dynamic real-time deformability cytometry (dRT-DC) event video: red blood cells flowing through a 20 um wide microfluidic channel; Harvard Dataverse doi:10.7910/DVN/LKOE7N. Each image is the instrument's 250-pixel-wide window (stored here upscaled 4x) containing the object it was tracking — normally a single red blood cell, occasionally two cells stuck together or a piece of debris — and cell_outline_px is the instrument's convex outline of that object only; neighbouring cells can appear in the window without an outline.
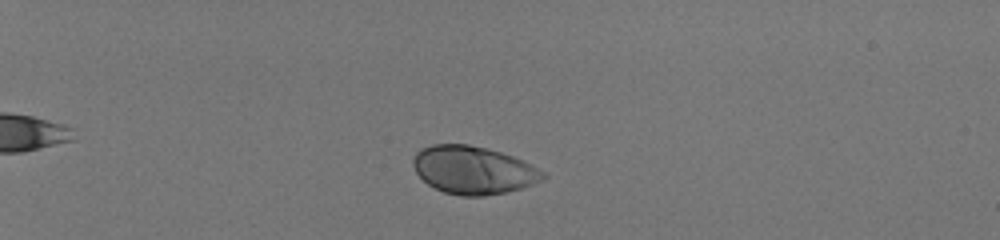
{"species": "human", "species_latin": "Homo sapiens", "temperature_condition": "room temperature", "stored_images_in_passage": 53, "camera_frame_rate_fps": 3000, "um_per_image_px": 0.085, "donor": {"sex": "male"}, "frame": {"image": 1, "passage_image": 14, "time_ms": 4.333, "image_size_px": [1000, 240], "cell_outline_px": [[548, 176], [544, 180], [520, 188], [504, 192], [484, 196], [460, 196], [444, 192], [428, 184], [416, 172], [412, 164], [412, 160], [416, 152], [420, 148], [432, 144], [468, 144], [500, 152], [524, 160], [544, 172]], "centroid_in_image_um": [40.22, 14.45], "position_along_channel_um": 44.8, "area_um2": 36.24}}
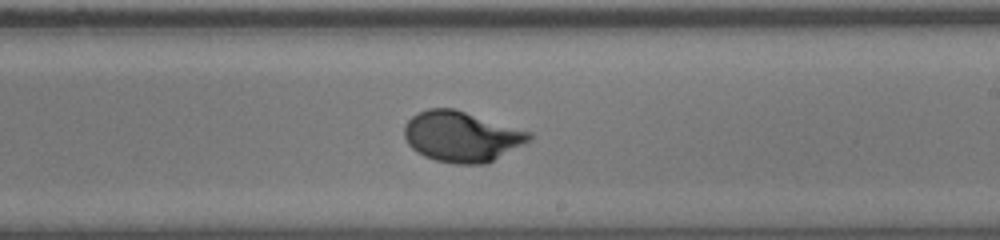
{"frame": {"image": 2, "passage_image": 36, "time_ms": 11.667, "image_size_px": [1000, 240], "cell_outline_px": [[532, 140], [488, 164], [452, 164], [436, 160], [424, 156], [416, 152], [408, 144], [404, 136], [404, 124], [412, 116], [428, 108], [452, 108], [532, 132]], "centroid_in_image_um": [39.25, 11.62], "position_along_channel_um": 249.8, "area_um2": 36.93}}
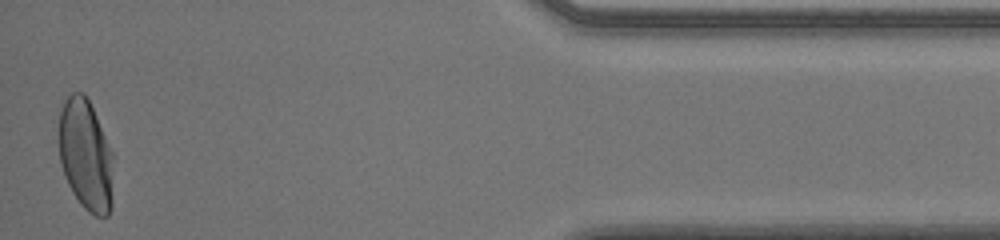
{"frame": {"image": 3, "passage_image": 53, "time_ms": 17.333, "image_size_px": [1000, 240], "cell_outline_px": [[112, 208], [108, 216], [96, 216], [88, 212], [80, 204], [72, 192], [68, 184], [60, 164], [60, 112], [64, 100], [72, 92], [84, 92], [92, 108], [112, 152]], "centroid_in_image_um": [7.29, 13.22], "position_along_channel_um": 427.9, "area_um2": 35.03}, "authors_computed_cell_mechanics": {"area_um2": 36.1828, "velocity_mm_per_s": 3.9812, "shape_relaxation_time_tau1_ms": 2.7511, "shape_relaxation_time_tau2_ms": null, "deformation_change_tau1": 0.1682, "deformation_change_tau2": null}}